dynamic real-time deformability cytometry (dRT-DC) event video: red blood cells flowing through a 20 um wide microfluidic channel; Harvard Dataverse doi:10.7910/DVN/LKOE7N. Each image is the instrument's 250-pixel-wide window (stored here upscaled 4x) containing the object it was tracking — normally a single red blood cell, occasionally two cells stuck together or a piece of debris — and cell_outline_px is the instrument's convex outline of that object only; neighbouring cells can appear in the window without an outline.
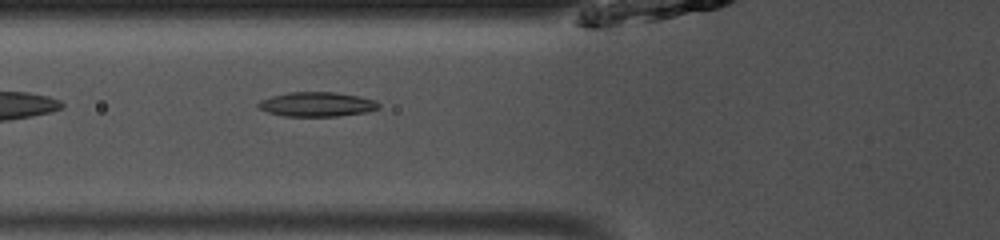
{"species": "common noctule bat (a hibernating species)", "species_latin": "Nyctalus noctula", "temperature_condition": "room temperature", "stored_images_in_passage": 36, "camera_frame_rate_fps": 3000, "um_per_image_px": 0.085, "animal": {"sex": "male", "body_mass_g": 13.0, "forearm_length_mm": 53.1}, "frame": {"image": 1, "passage_image": 5, "time_ms": 1.333, "image_size_px": [1000, 240], "cell_outline_px": [[380, 108], [368, 112], [340, 116], [284, 116], [268, 112], [260, 108], [256, 104], [260, 100], [272, 96], [288, 92], [332, 92], [356, 96], [376, 100], [380, 104]], "centroid_in_image_um": [26.95, 8.87], "position_along_channel_um": 98.8, "area_um2": 17.17}}
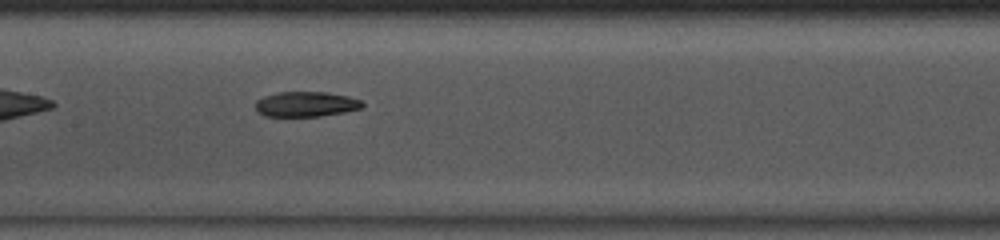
{"frame": {"image": 2, "passage_image": 11, "time_ms": 3.333, "image_size_px": [1000, 240], "cell_outline_px": [[364, 104], [360, 108], [344, 112], [320, 116], [264, 116], [256, 108], [256, 100], [264, 96], [280, 92], [328, 92], [348, 96], [360, 100]], "centroid_in_image_um": [26.01, 8.85], "position_along_channel_um": 181.4, "area_um2": 15.49}}
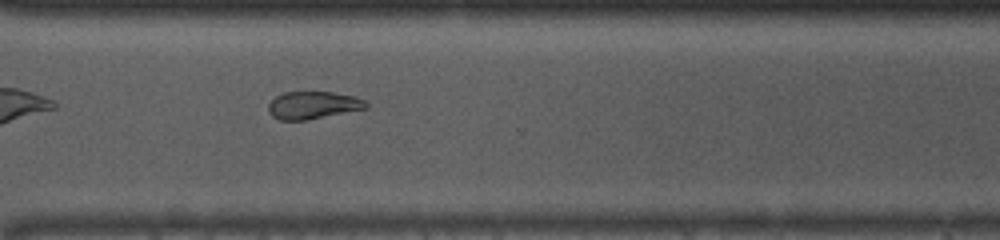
{"frame": {"image": 3, "passage_image": 23, "time_ms": 7.333, "image_size_px": [1000, 240], "cell_outline_px": [[368, 108], [304, 120], [280, 120], [272, 116], [268, 112], [268, 104], [276, 96], [284, 92], [332, 92], [352, 96], [364, 100], [368, 104]], "centroid_in_image_um": [26.57, 8.94], "position_along_channel_um": 344.0, "area_um2": 15.49}, "authors_computed_cell_mechanics": {"area_um2": 16.2129, "velocity_mm_per_s": 4.0768, "shape_relaxation_time_tau1_ms": 7.4997, "shape_relaxation_time_tau2_ms": null, "deformation_change_tau1": 0.217, "deformation_change_tau2": null}}